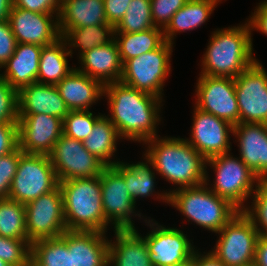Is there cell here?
<instances>
[{
	"label": "cell",
	"instance_id": "5",
	"mask_svg": "<svg viewBox=\"0 0 267 266\" xmlns=\"http://www.w3.org/2000/svg\"><path fill=\"white\" fill-rule=\"evenodd\" d=\"M168 205L188 218L187 222H194V225L215 234L239 213L228 200L211 191L206 183L172 191Z\"/></svg>",
	"mask_w": 267,
	"mask_h": 266
},
{
	"label": "cell",
	"instance_id": "14",
	"mask_svg": "<svg viewBox=\"0 0 267 266\" xmlns=\"http://www.w3.org/2000/svg\"><path fill=\"white\" fill-rule=\"evenodd\" d=\"M239 123L267 124V71L257 60L235 79Z\"/></svg>",
	"mask_w": 267,
	"mask_h": 266
},
{
	"label": "cell",
	"instance_id": "1",
	"mask_svg": "<svg viewBox=\"0 0 267 266\" xmlns=\"http://www.w3.org/2000/svg\"><path fill=\"white\" fill-rule=\"evenodd\" d=\"M103 96L107 97L111 113L107 117L122 139L141 144L158 136L164 100L121 82L106 84Z\"/></svg>",
	"mask_w": 267,
	"mask_h": 266
},
{
	"label": "cell",
	"instance_id": "28",
	"mask_svg": "<svg viewBox=\"0 0 267 266\" xmlns=\"http://www.w3.org/2000/svg\"><path fill=\"white\" fill-rule=\"evenodd\" d=\"M219 0H188L170 19L163 29L164 39L174 44L177 33L195 30L205 24Z\"/></svg>",
	"mask_w": 267,
	"mask_h": 266
},
{
	"label": "cell",
	"instance_id": "36",
	"mask_svg": "<svg viewBox=\"0 0 267 266\" xmlns=\"http://www.w3.org/2000/svg\"><path fill=\"white\" fill-rule=\"evenodd\" d=\"M252 204L242 213L252 222L259 236H267V179H261L252 193Z\"/></svg>",
	"mask_w": 267,
	"mask_h": 266
},
{
	"label": "cell",
	"instance_id": "26",
	"mask_svg": "<svg viewBox=\"0 0 267 266\" xmlns=\"http://www.w3.org/2000/svg\"><path fill=\"white\" fill-rule=\"evenodd\" d=\"M145 161V162H144ZM124 178L125 185L128 192L135 204H137L138 198H147L150 196H156V199L169 204V193L163 190L162 193H157L155 190L156 176L152 163L144 156L143 161L128 163V162H117L113 166Z\"/></svg>",
	"mask_w": 267,
	"mask_h": 266
},
{
	"label": "cell",
	"instance_id": "37",
	"mask_svg": "<svg viewBox=\"0 0 267 266\" xmlns=\"http://www.w3.org/2000/svg\"><path fill=\"white\" fill-rule=\"evenodd\" d=\"M100 114L95 115L90 110H70L63 119V134L83 142L91 134Z\"/></svg>",
	"mask_w": 267,
	"mask_h": 266
},
{
	"label": "cell",
	"instance_id": "50",
	"mask_svg": "<svg viewBox=\"0 0 267 266\" xmlns=\"http://www.w3.org/2000/svg\"><path fill=\"white\" fill-rule=\"evenodd\" d=\"M176 266H194V255L193 257L188 260L187 262L185 263H182V264H179V265H176Z\"/></svg>",
	"mask_w": 267,
	"mask_h": 266
},
{
	"label": "cell",
	"instance_id": "42",
	"mask_svg": "<svg viewBox=\"0 0 267 266\" xmlns=\"http://www.w3.org/2000/svg\"><path fill=\"white\" fill-rule=\"evenodd\" d=\"M16 44L9 21H0V71L14 54Z\"/></svg>",
	"mask_w": 267,
	"mask_h": 266
},
{
	"label": "cell",
	"instance_id": "3",
	"mask_svg": "<svg viewBox=\"0 0 267 266\" xmlns=\"http://www.w3.org/2000/svg\"><path fill=\"white\" fill-rule=\"evenodd\" d=\"M228 28H217L201 58V74L235 79L257 59L253 54V38L249 21Z\"/></svg>",
	"mask_w": 267,
	"mask_h": 266
},
{
	"label": "cell",
	"instance_id": "32",
	"mask_svg": "<svg viewBox=\"0 0 267 266\" xmlns=\"http://www.w3.org/2000/svg\"><path fill=\"white\" fill-rule=\"evenodd\" d=\"M111 24H98L80 28H70L61 37L65 40L71 56L73 49H79V56L94 47L105 45L114 39ZM72 46V47H71Z\"/></svg>",
	"mask_w": 267,
	"mask_h": 266
},
{
	"label": "cell",
	"instance_id": "13",
	"mask_svg": "<svg viewBox=\"0 0 267 266\" xmlns=\"http://www.w3.org/2000/svg\"><path fill=\"white\" fill-rule=\"evenodd\" d=\"M100 182L105 220L113 230L136 229L132 217L135 215L140 220L142 213L137 212L123 176L113 166H107L100 175Z\"/></svg>",
	"mask_w": 267,
	"mask_h": 266
},
{
	"label": "cell",
	"instance_id": "38",
	"mask_svg": "<svg viewBox=\"0 0 267 266\" xmlns=\"http://www.w3.org/2000/svg\"><path fill=\"white\" fill-rule=\"evenodd\" d=\"M0 259L10 266H31V243L0 235Z\"/></svg>",
	"mask_w": 267,
	"mask_h": 266
},
{
	"label": "cell",
	"instance_id": "15",
	"mask_svg": "<svg viewBox=\"0 0 267 266\" xmlns=\"http://www.w3.org/2000/svg\"><path fill=\"white\" fill-rule=\"evenodd\" d=\"M195 88L196 108L233 126L239 124V107L233 78L199 75Z\"/></svg>",
	"mask_w": 267,
	"mask_h": 266
},
{
	"label": "cell",
	"instance_id": "35",
	"mask_svg": "<svg viewBox=\"0 0 267 266\" xmlns=\"http://www.w3.org/2000/svg\"><path fill=\"white\" fill-rule=\"evenodd\" d=\"M153 27L151 0H131L114 33H137Z\"/></svg>",
	"mask_w": 267,
	"mask_h": 266
},
{
	"label": "cell",
	"instance_id": "8",
	"mask_svg": "<svg viewBox=\"0 0 267 266\" xmlns=\"http://www.w3.org/2000/svg\"><path fill=\"white\" fill-rule=\"evenodd\" d=\"M59 185L49 155L23 153L20 156L8 198L23 205L53 191Z\"/></svg>",
	"mask_w": 267,
	"mask_h": 266
},
{
	"label": "cell",
	"instance_id": "12",
	"mask_svg": "<svg viewBox=\"0 0 267 266\" xmlns=\"http://www.w3.org/2000/svg\"><path fill=\"white\" fill-rule=\"evenodd\" d=\"M49 158L58 182L98 177L106 167L85 149L82 141L70 138L65 134H62L54 144Z\"/></svg>",
	"mask_w": 267,
	"mask_h": 266
},
{
	"label": "cell",
	"instance_id": "10",
	"mask_svg": "<svg viewBox=\"0 0 267 266\" xmlns=\"http://www.w3.org/2000/svg\"><path fill=\"white\" fill-rule=\"evenodd\" d=\"M152 229L144 236L153 266H176L190 260L197 250L191 239L177 227H166L154 219L143 217Z\"/></svg>",
	"mask_w": 267,
	"mask_h": 266
},
{
	"label": "cell",
	"instance_id": "39",
	"mask_svg": "<svg viewBox=\"0 0 267 266\" xmlns=\"http://www.w3.org/2000/svg\"><path fill=\"white\" fill-rule=\"evenodd\" d=\"M18 91L0 76V123H18Z\"/></svg>",
	"mask_w": 267,
	"mask_h": 266
},
{
	"label": "cell",
	"instance_id": "40",
	"mask_svg": "<svg viewBox=\"0 0 267 266\" xmlns=\"http://www.w3.org/2000/svg\"><path fill=\"white\" fill-rule=\"evenodd\" d=\"M22 154V150L18 147L15 151L0 157V198L2 199L8 198L10 187Z\"/></svg>",
	"mask_w": 267,
	"mask_h": 266
},
{
	"label": "cell",
	"instance_id": "21",
	"mask_svg": "<svg viewBox=\"0 0 267 266\" xmlns=\"http://www.w3.org/2000/svg\"><path fill=\"white\" fill-rule=\"evenodd\" d=\"M69 111L55 85L35 82L18 91V115L46 114L63 120Z\"/></svg>",
	"mask_w": 267,
	"mask_h": 266
},
{
	"label": "cell",
	"instance_id": "41",
	"mask_svg": "<svg viewBox=\"0 0 267 266\" xmlns=\"http://www.w3.org/2000/svg\"><path fill=\"white\" fill-rule=\"evenodd\" d=\"M188 0H151V13L155 27L164 29L171 17L181 9Z\"/></svg>",
	"mask_w": 267,
	"mask_h": 266
},
{
	"label": "cell",
	"instance_id": "49",
	"mask_svg": "<svg viewBox=\"0 0 267 266\" xmlns=\"http://www.w3.org/2000/svg\"><path fill=\"white\" fill-rule=\"evenodd\" d=\"M13 7V0H0V21L8 20L9 12Z\"/></svg>",
	"mask_w": 267,
	"mask_h": 266
},
{
	"label": "cell",
	"instance_id": "6",
	"mask_svg": "<svg viewBox=\"0 0 267 266\" xmlns=\"http://www.w3.org/2000/svg\"><path fill=\"white\" fill-rule=\"evenodd\" d=\"M231 152L207 159L206 166L212 167L215 176L210 185L209 172H206L205 183L215 194L228 200L239 211L245 208L247 199L252 196L260 179ZM245 202V203H244Z\"/></svg>",
	"mask_w": 267,
	"mask_h": 266
},
{
	"label": "cell",
	"instance_id": "44",
	"mask_svg": "<svg viewBox=\"0 0 267 266\" xmlns=\"http://www.w3.org/2000/svg\"><path fill=\"white\" fill-rule=\"evenodd\" d=\"M19 147L18 123H0V157Z\"/></svg>",
	"mask_w": 267,
	"mask_h": 266
},
{
	"label": "cell",
	"instance_id": "48",
	"mask_svg": "<svg viewBox=\"0 0 267 266\" xmlns=\"http://www.w3.org/2000/svg\"><path fill=\"white\" fill-rule=\"evenodd\" d=\"M255 266H267V236H259L256 243Z\"/></svg>",
	"mask_w": 267,
	"mask_h": 266
},
{
	"label": "cell",
	"instance_id": "33",
	"mask_svg": "<svg viewBox=\"0 0 267 266\" xmlns=\"http://www.w3.org/2000/svg\"><path fill=\"white\" fill-rule=\"evenodd\" d=\"M31 266H72L71 252L66 245V231L59 237L33 242Z\"/></svg>",
	"mask_w": 267,
	"mask_h": 266
},
{
	"label": "cell",
	"instance_id": "46",
	"mask_svg": "<svg viewBox=\"0 0 267 266\" xmlns=\"http://www.w3.org/2000/svg\"><path fill=\"white\" fill-rule=\"evenodd\" d=\"M258 4L250 18L247 19L252 31H260L267 36V0H263Z\"/></svg>",
	"mask_w": 267,
	"mask_h": 266
},
{
	"label": "cell",
	"instance_id": "2",
	"mask_svg": "<svg viewBox=\"0 0 267 266\" xmlns=\"http://www.w3.org/2000/svg\"><path fill=\"white\" fill-rule=\"evenodd\" d=\"M146 149L142 155L153 165L156 173L178 187L174 190L195 187L205 183L206 159L184 138L154 137L142 145Z\"/></svg>",
	"mask_w": 267,
	"mask_h": 266
},
{
	"label": "cell",
	"instance_id": "4",
	"mask_svg": "<svg viewBox=\"0 0 267 266\" xmlns=\"http://www.w3.org/2000/svg\"><path fill=\"white\" fill-rule=\"evenodd\" d=\"M67 230L107 233L100 176L59 182ZM108 226V227H107Z\"/></svg>",
	"mask_w": 267,
	"mask_h": 266
},
{
	"label": "cell",
	"instance_id": "30",
	"mask_svg": "<svg viewBox=\"0 0 267 266\" xmlns=\"http://www.w3.org/2000/svg\"><path fill=\"white\" fill-rule=\"evenodd\" d=\"M68 51L65 40L60 37L54 43L43 46L40 55L37 82L41 84L56 85L63 80L75 67L68 64Z\"/></svg>",
	"mask_w": 267,
	"mask_h": 266
},
{
	"label": "cell",
	"instance_id": "27",
	"mask_svg": "<svg viewBox=\"0 0 267 266\" xmlns=\"http://www.w3.org/2000/svg\"><path fill=\"white\" fill-rule=\"evenodd\" d=\"M57 18L60 36L70 28L108 24L103 0H62Z\"/></svg>",
	"mask_w": 267,
	"mask_h": 266
},
{
	"label": "cell",
	"instance_id": "17",
	"mask_svg": "<svg viewBox=\"0 0 267 266\" xmlns=\"http://www.w3.org/2000/svg\"><path fill=\"white\" fill-rule=\"evenodd\" d=\"M63 134V120L46 114L19 115V148L23 153L49 155Z\"/></svg>",
	"mask_w": 267,
	"mask_h": 266
},
{
	"label": "cell",
	"instance_id": "16",
	"mask_svg": "<svg viewBox=\"0 0 267 266\" xmlns=\"http://www.w3.org/2000/svg\"><path fill=\"white\" fill-rule=\"evenodd\" d=\"M190 137L185 140L206 160L231 151L234 126L194 106Z\"/></svg>",
	"mask_w": 267,
	"mask_h": 266
},
{
	"label": "cell",
	"instance_id": "29",
	"mask_svg": "<svg viewBox=\"0 0 267 266\" xmlns=\"http://www.w3.org/2000/svg\"><path fill=\"white\" fill-rule=\"evenodd\" d=\"M120 137L115 125L104 114L96 120L90 135L83 141L85 149L100 160L106 167L114 166L120 160H112L117 152Z\"/></svg>",
	"mask_w": 267,
	"mask_h": 266
},
{
	"label": "cell",
	"instance_id": "20",
	"mask_svg": "<svg viewBox=\"0 0 267 266\" xmlns=\"http://www.w3.org/2000/svg\"><path fill=\"white\" fill-rule=\"evenodd\" d=\"M72 266H108L109 239L98 231L66 230Z\"/></svg>",
	"mask_w": 267,
	"mask_h": 266
},
{
	"label": "cell",
	"instance_id": "7",
	"mask_svg": "<svg viewBox=\"0 0 267 266\" xmlns=\"http://www.w3.org/2000/svg\"><path fill=\"white\" fill-rule=\"evenodd\" d=\"M173 45L164 41L157 49L127 60L120 82L163 100V88L171 72Z\"/></svg>",
	"mask_w": 267,
	"mask_h": 266
},
{
	"label": "cell",
	"instance_id": "45",
	"mask_svg": "<svg viewBox=\"0 0 267 266\" xmlns=\"http://www.w3.org/2000/svg\"><path fill=\"white\" fill-rule=\"evenodd\" d=\"M108 24L114 28L123 19L131 0H103Z\"/></svg>",
	"mask_w": 267,
	"mask_h": 266
},
{
	"label": "cell",
	"instance_id": "24",
	"mask_svg": "<svg viewBox=\"0 0 267 266\" xmlns=\"http://www.w3.org/2000/svg\"><path fill=\"white\" fill-rule=\"evenodd\" d=\"M42 46L36 44L17 43L14 54L2 67L4 78L17 91L37 82Z\"/></svg>",
	"mask_w": 267,
	"mask_h": 266
},
{
	"label": "cell",
	"instance_id": "43",
	"mask_svg": "<svg viewBox=\"0 0 267 266\" xmlns=\"http://www.w3.org/2000/svg\"><path fill=\"white\" fill-rule=\"evenodd\" d=\"M62 0H13V7L42 14H59Z\"/></svg>",
	"mask_w": 267,
	"mask_h": 266
},
{
	"label": "cell",
	"instance_id": "47",
	"mask_svg": "<svg viewBox=\"0 0 267 266\" xmlns=\"http://www.w3.org/2000/svg\"><path fill=\"white\" fill-rule=\"evenodd\" d=\"M203 253L198 250L194 252V266H226L210 250Z\"/></svg>",
	"mask_w": 267,
	"mask_h": 266
},
{
	"label": "cell",
	"instance_id": "34",
	"mask_svg": "<svg viewBox=\"0 0 267 266\" xmlns=\"http://www.w3.org/2000/svg\"><path fill=\"white\" fill-rule=\"evenodd\" d=\"M0 235L27 239L25 206L10 198L0 201Z\"/></svg>",
	"mask_w": 267,
	"mask_h": 266
},
{
	"label": "cell",
	"instance_id": "18",
	"mask_svg": "<svg viewBox=\"0 0 267 266\" xmlns=\"http://www.w3.org/2000/svg\"><path fill=\"white\" fill-rule=\"evenodd\" d=\"M58 14H42L12 7L8 21L17 43L47 46L59 39Z\"/></svg>",
	"mask_w": 267,
	"mask_h": 266
},
{
	"label": "cell",
	"instance_id": "23",
	"mask_svg": "<svg viewBox=\"0 0 267 266\" xmlns=\"http://www.w3.org/2000/svg\"><path fill=\"white\" fill-rule=\"evenodd\" d=\"M69 110H90L103 99L104 85L75 69L55 85Z\"/></svg>",
	"mask_w": 267,
	"mask_h": 266
},
{
	"label": "cell",
	"instance_id": "51",
	"mask_svg": "<svg viewBox=\"0 0 267 266\" xmlns=\"http://www.w3.org/2000/svg\"><path fill=\"white\" fill-rule=\"evenodd\" d=\"M0 266H10L5 261L0 259Z\"/></svg>",
	"mask_w": 267,
	"mask_h": 266
},
{
	"label": "cell",
	"instance_id": "19",
	"mask_svg": "<svg viewBox=\"0 0 267 266\" xmlns=\"http://www.w3.org/2000/svg\"><path fill=\"white\" fill-rule=\"evenodd\" d=\"M241 161L261 180L267 179V124L239 123L233 128Z\"/></svg>",
	"mask_w": 267,
	"mask_h": 266
},
{
	"label": "cell",
	"instance_id": "11",
	"mask_svg": "<svg viewBox=\"0 0 267 266\" xmlns=\"http://www.w3.org/2000/svg\"><path fill=\"white\" fill-rule=\"evenodd\" d=\"M24 206L27 239L31 244L38 240L59 237L67 230L59 185Z\"/></svg>",
	"mask_w": 267,
	"mask_h": 266
},
{
	"label": "cell",
	"instance_id": "25",
	"mask_svg": "<svg viewBox=\"0 0 267 266\" xmlns=\"http://www.w3.org/2000/svg\"><path fill=\"white\" fill-rule=\"evenodd\" d=\"M113 231L115 240L109 239L108 266H153L148 246L137 229Z\"/></svg>",
	"mask_w": 267,
	"mask_h": 266
},
{
	"label": "cell",
	"instance_id": "22",
	"mask_svg": "<svg viewBox=\"0 0 267 266\" xmlns=\"http://www.w3.org/2000/svg\"><path fill=\"white\" fill-rule=\"evenodd\" d=\"M78 57L81 64L76 68L78 71L100 81L104 86L120 82L123 64L114 39L105 45L94 47Z\"/></svg>",
	"mask_w": 267,
	"mask_h": 266
},
{
	"label": "cell",
	"instance_id": "31",
	"mask_svg": "<svg viewBox=\"0 0 267 266\" xmlns=\"http://www.w3.org/2000/svg\"><path fill=\"white\" fill-rule=\"evenodd\" d=\"M122 64L146 52L157 49L164 41L163 29L153 27L137 33H114Z\"/></svg>",
	"mask_w": 267,
	"mask_h": 266
},
{
	"label": "cell",
	"instance_id": "9",
	"mask_svg": "<svg viewBox=\"0 0 267 266\" xmlns=\"http://www.w3.org/2000/svg\"><path fill=\"white\" fill-rule=\"evenodd\" d=\"M215 246L210 250L226 266L254 264L258 231L242 213L234 216L219 232Z\"/></svg>",
	"mask_w": 267,
	"mask_h": 266
}]
</instances>
